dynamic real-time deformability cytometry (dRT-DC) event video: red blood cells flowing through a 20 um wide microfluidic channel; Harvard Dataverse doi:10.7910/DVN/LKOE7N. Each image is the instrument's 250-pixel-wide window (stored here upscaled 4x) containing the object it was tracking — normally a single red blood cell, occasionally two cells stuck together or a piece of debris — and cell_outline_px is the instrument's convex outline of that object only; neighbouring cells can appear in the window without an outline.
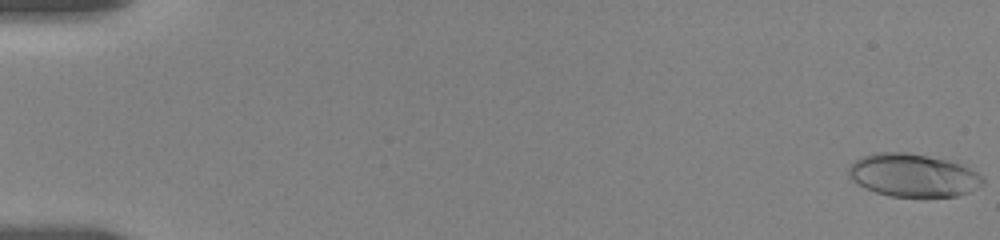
{"species": "human", "species_latin": "Homo sapiens", "temperature_condition": "room temperature", "stored_images_in_passage": 43, "camera_frame_rate_fps": 3000, "um_per_image_px": 0.085, "donor": {"sex": "female"}, "frame": {"image": 1, "passage_image": 1, "time_ms": 0.0, "image_size_px": [1000, 240], "cell_outline_px": [[984, 184], [968, 192], [956, 196], [888, 196], [876, 192], [852, 180], [848, 176], [848, 168], [860, 156], [876, 152], [908, 152], [948, 160], [960, 164], [984, 176]], "centroid_in_image_um": [77.61, 14.88], "position_along_channel_um": 7.4, "area_um2": 33.47}}
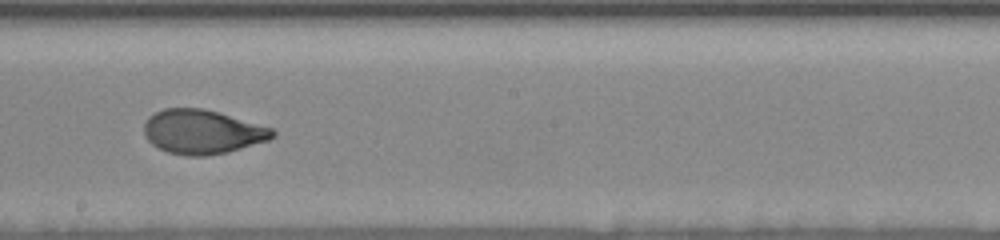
{"frame": {"image": 2, "passage_image": 26, "time_ms": 10.667, "image_size_px": [1000, 240], "cell_outline_px": [[276, 136], [268, 140], [228, 152], [204, 156], [188, 156], [168, 152], [152, 144], [144, 136], [144, 124], [148, 116], [164, 108], [204, 108], [220, 112], [272, 128], [276, 132]], "centroid_in_image_um": [17.19, 11.2], "position_along_channel_um": 231.0, "area_um2": 33.18}}
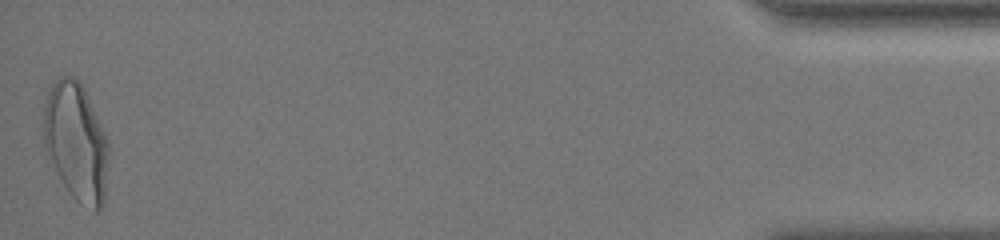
{"frame": {"image": 3, "passage_image": 43, "time_ms": 18.333, "image_size_px": [1000, 240], "cell_outline_px": [[108, 156], [104, 204], [96, 212], [76, 200], [72, 196], [64, 184], [44, 144], [44, 108], [48, 92], [52, 84], [60, 76], [72, 76], [84, 88], [108, 140]], "centroid_in_image_um": [6.49, 12.05], "position_along_channel_um": 428.7, "area_um2": 43.87}, "authors_computed_cell_mechanics": {"area_um2": 33.1194, "velocity_mm_per_s": 3.6416, "shape_relaxation_time_tau1_ms": 4.3825, "shape_relaxation_time_tau2_ms": 0.8733, "deformation_change_tau1": 0.1871, "deformation_change_tau2": 0.0591}}